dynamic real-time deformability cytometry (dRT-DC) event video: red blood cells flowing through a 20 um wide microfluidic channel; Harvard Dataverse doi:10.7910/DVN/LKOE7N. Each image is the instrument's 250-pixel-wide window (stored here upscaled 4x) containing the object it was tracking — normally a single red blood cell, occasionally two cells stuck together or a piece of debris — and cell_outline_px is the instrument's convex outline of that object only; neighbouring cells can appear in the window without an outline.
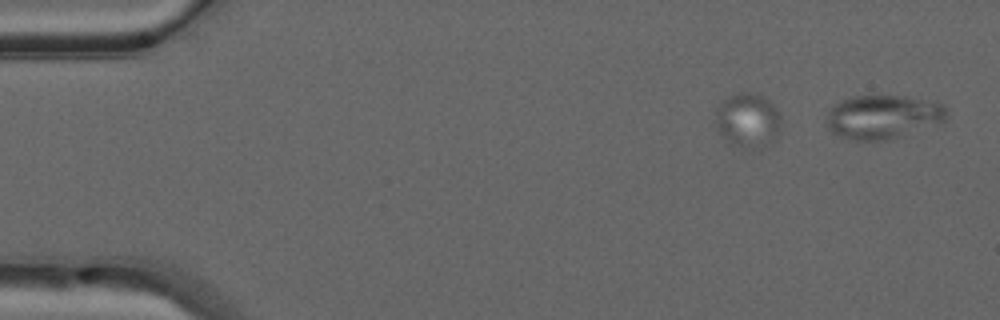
{"species": "common noctule bat (a hibernating species)", "species_latin": "Nyctalus noctula", "temperature_condition": "warm", "stored_images_in_passage": 7, "segment_of_instrument_passage": [1, 2], "camera_frame_rate_fps": 3000, "um_per_image_px": 0.085, "animal": {"sex": "male", "forearm_length_mm": 52.5}, "frame": {"image": 1, "passage_image": 1, "time_ms": 0.0, "image_size_px": [1000, 320], "cell_outline_px": [[948, 116], [944, 120], [896, 140], [852, 140], [840, 136], [832, 132], [824, 124], [828, 112], [836, 104], [852, 96], [904, 96], [944, 104], [948, 112]], "centroid_in_image_um": [75.05, 9.96], "position_along_channel_um": 10.0, "area_um2": 30.81}}